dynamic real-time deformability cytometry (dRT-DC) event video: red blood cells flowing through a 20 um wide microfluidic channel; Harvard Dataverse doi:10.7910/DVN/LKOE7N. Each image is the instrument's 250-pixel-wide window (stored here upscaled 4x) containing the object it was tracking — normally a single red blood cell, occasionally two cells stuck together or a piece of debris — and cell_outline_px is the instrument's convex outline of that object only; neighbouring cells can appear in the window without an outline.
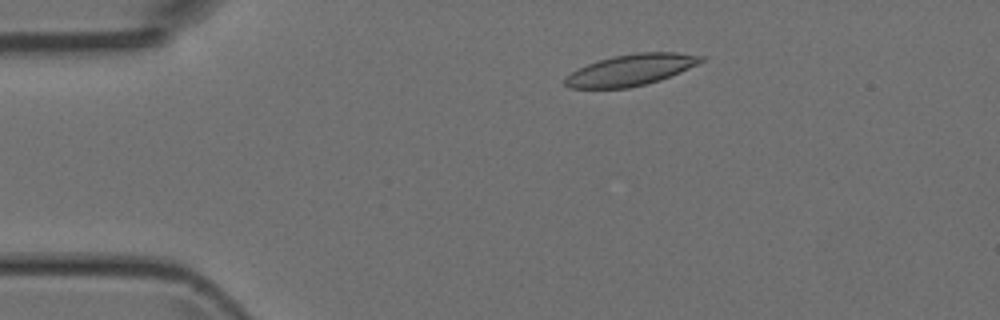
{"species": "Egyptian fruit bat (a non-hibernating species)", "species_latin": "Rousettus aegyptiacus", "temperature_condition": "room temperature", "stored_images_in_passage": 40, "camera_frame_rate_fps": 3000, "um_per_image_px": 0.085, "animal": {"sex": "female"}, "frame": {"image": 1, "passage_image": 1, "time_ms": 0.0, "image_size_px": [1000, 320], "cell_outline_px": [[704, 60], [680, 72], [660, 80], [648, 84], [628, 88], [572, 88], [564, 84], [564, 80], [572, 72], [588, 64], [612, 56], [636, 52], [676, 52], [704, 56]], "centroid_in_image_um": [53.64, 5.94], "position_along_channel_um": 31.4, "area_um2": 24.57}}
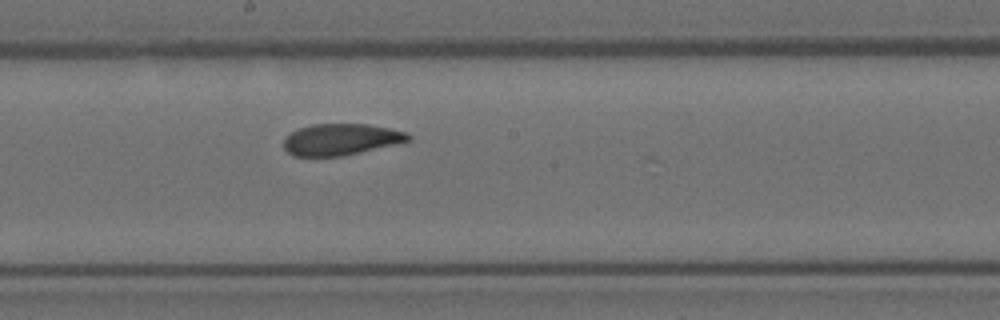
{"frame": {"image": 2, "passage_image": 18, "time_ms": 5.667, "image_size_px": [1000, 320], "cell_outline_px": [[412, 140], [340, 156], [292, 156], [284, 148], [284, 140], [292, 132], [300, 128], [312, 124], [368, 124], [408, 132], [412, 136]], "centroid_in_image_um": [28.99, 11.84], "position_along_channel_um": 219.2, "area_um2": 22.54}}
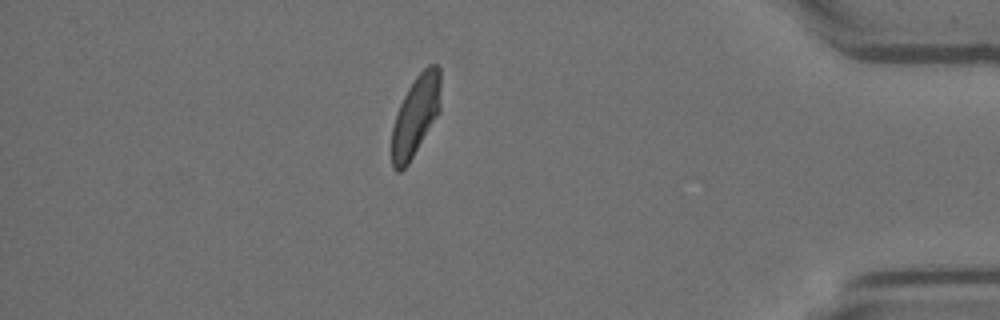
{"frame": {"image": 3, "passage_image": 34, "time_ms": 11.0, "image_size_px": [1000, 320], "cell_outline_px": [[440, 112], [408, 164], [400, 172], [396, 172], [392, 168], [392, 128], [396, 112], [408, 88], [416, 76], [428, 64], [436, 64], [440, 68]], "centroid_in_image_um": [35.33, 9.84], "position_along_channel_um": 399.9, "area_um2": 22.95}}